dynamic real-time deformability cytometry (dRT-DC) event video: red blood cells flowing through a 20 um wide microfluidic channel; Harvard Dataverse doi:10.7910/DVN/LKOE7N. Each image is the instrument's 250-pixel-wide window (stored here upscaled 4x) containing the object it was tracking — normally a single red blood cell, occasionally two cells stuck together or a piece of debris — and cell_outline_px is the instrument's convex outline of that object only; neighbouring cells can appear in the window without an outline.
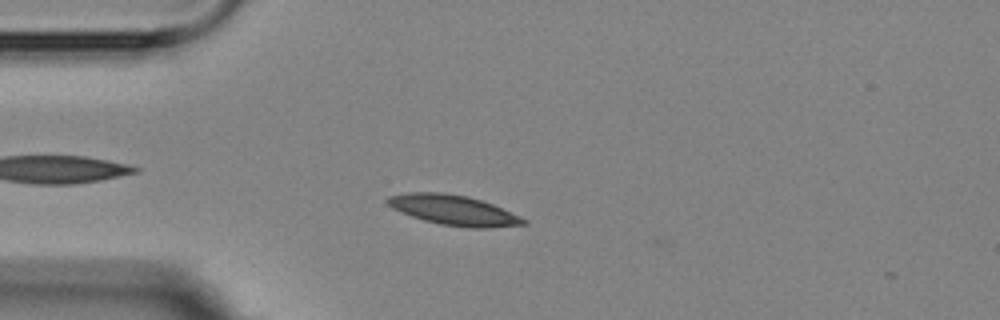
{"species": "Egyptian fruit bat (a non-hibernating species)", "species_latin": "Rousettus aegyptiacus", "temperature_condition": "room temperature", "stored_images_in_passage": 3, "camera_frame_rate_fps": 3000, "um_per_image_px": 0.085, "animal": {"sex": "female"}, "frame": {"image": 1, "passage_image": 3, "time_ms": 2.333, "image_size_px": [1000, 320], "cell_outline_px": [[528, 224], [488, 228], [468, 228], [440, 224], [424, 220], [400, 212], [392, 208], [384, 200], [388, 196], [408, 192], [440, 192], [468, 196], [492, 204], [520, 216], [528, 220]], "centroid_in_image_um": [38.55, 17.86], "position_along_channel_um": 46.5, "area_um2": 23.87}}